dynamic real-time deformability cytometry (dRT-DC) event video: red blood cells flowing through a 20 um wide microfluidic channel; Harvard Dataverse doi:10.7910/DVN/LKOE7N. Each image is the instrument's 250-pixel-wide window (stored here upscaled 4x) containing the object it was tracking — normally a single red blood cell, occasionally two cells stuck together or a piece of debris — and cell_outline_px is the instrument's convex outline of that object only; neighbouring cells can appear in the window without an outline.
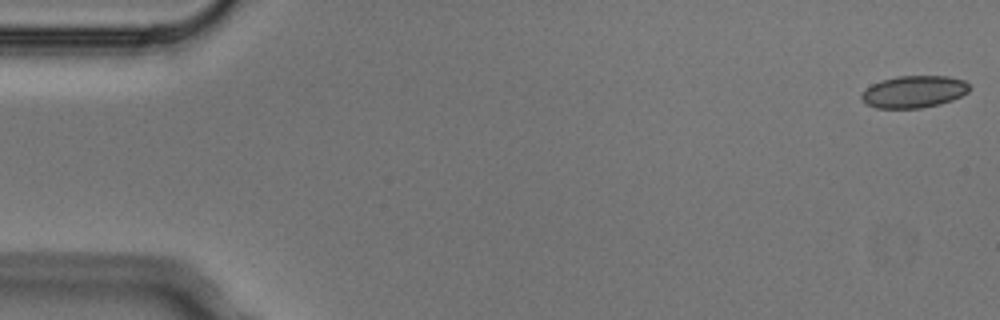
{"species": "Egyptian fruit bat (a non-hibernating species)", "species_latin": "Rousettus aegyptiacus", "temperature_condition": "cold", "stored_images_in_passage": 4, "camera_frame_rate_fps": 3000, "um_per_image_px": 0.085, "animal": {"sex": "male"}, "frame": {"image": 1, "passage_image": 1, "time_ms": 0.0, "image_size_px": [1000, 320], "cell_outline_px": [[972, 88], [968, 92], [952, 100], [940, 104], [920, 108], [876, 108], [864, 104], [860, 96], [872, 84], [880, 80], [896, 76], [948, 76], [964, 80]], "centroid_in_image_um": [77.68, 7.79], "position_along_channel_um": 7.3, "area_um2": 20.29}}
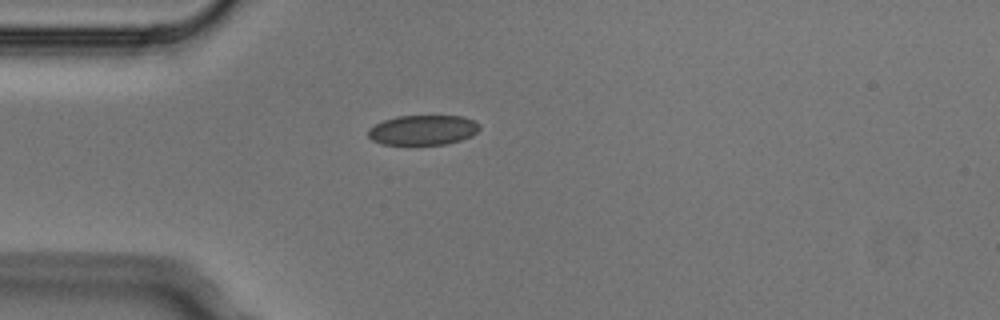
{"frame": {"image": 2, "passage_image": 4, "time_ms": 1.0, "image_size_px": [1000, 320], "cell_outline_px": [[480, 128], [472, 136], [460, 140], [444, 144], [380, 144], [372, 140], [368, 136], [368, 128], [384, 120], [396, 116], [464, 116], [476, 120], [480, 124]], "centroid_in_image_um": [35.97, 11.04], "position_along_channel_um": 49.0, "area_um2": 19.48}}